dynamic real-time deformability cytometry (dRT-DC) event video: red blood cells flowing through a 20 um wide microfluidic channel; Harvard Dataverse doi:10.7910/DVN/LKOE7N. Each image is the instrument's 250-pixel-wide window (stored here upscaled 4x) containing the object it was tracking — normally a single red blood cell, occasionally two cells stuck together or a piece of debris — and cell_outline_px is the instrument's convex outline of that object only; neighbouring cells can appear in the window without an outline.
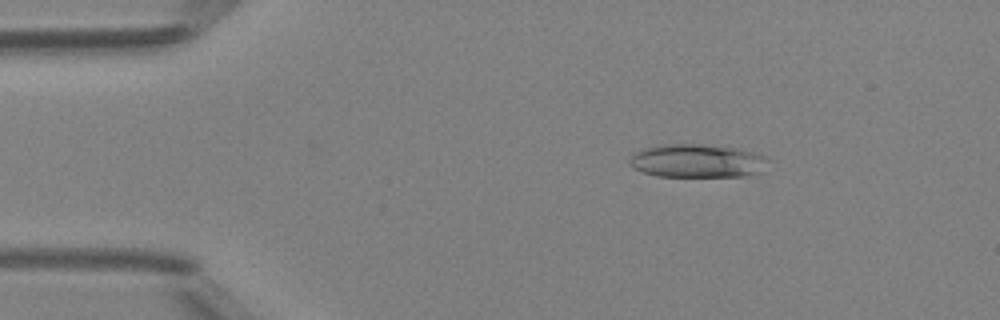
{"species": "Egyptian fruit bat (a non-hibernating species)", "species_latin": "Rousettus aegyptiacus", "temperature_condition": "room temperature", "stored_images_in_passage": 49, "camera_frame_rate_fps": 3000, "um_per_image_px": 0.085, "animal": {"sex": "female"}, "frame": {"image": 1, "passage_image": 8, "time_ms": 2.333, "image_size_px": [1000, 320], "cell_outline_px": [[768, 160], [760, 172], [748, 176], [656, 176], [632, 168], [628, 164], [628, 160], [632, 152], [652, 144], [700, 144], [740, 148], [764, 156]], "centroid_in_image_um": [59.17, 13.66], "position_along_channel_um": 25.8, "area_um2": 27.34}}
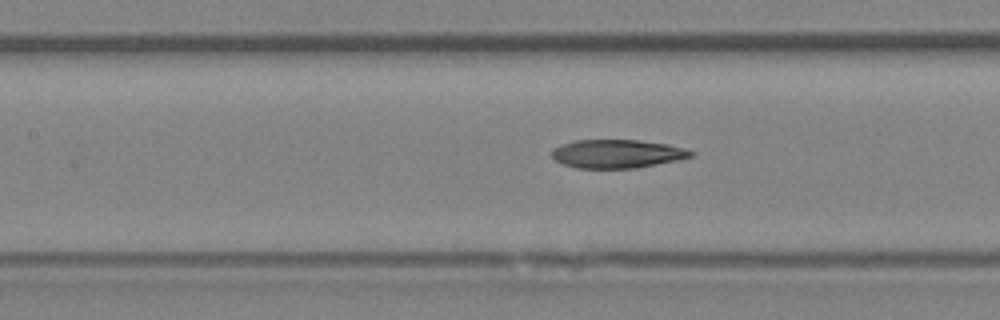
{"frame": {"image": 2, "passage_image": 22, "time_ms": 7.0, "image_size_px": [1000, 320], "cell_outline_px": [[696, 152], [692, 156], [676, 160], [636, 168], [576, 168], [564, 164], [556, 160], [552, 156], [552, 148], [560, 144], [576, 140], [640, 140], [668, 144], [684, 148]], "centroid_in_image_um": [52.44, 13.06], "position_along_channel_um": 155.0, "area_um2": 23.06}}
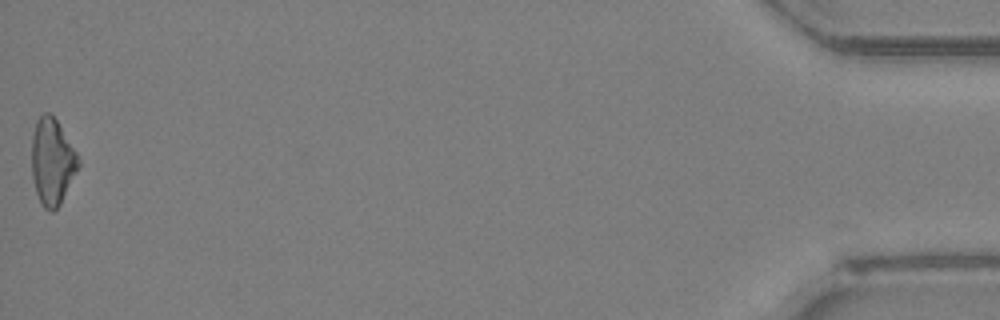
{"frame": {"image": 3, "passage_image": 49, "time_ms": 16.0, "image_size_px": [1000, 320], "cell_outline_px": [[80, 164], [60, 204], [52, 212], [44, 208], [40, 204], [36, 192], [32, 176], [32, 136], [36, 120], [44, 112], [48, 112], [56, 120], [76, 152], [80, 160]], "centroid_in_image_um": [4.42, 13.75], "position_along_channel_um": 430.8, "area_um2": 23.24}}